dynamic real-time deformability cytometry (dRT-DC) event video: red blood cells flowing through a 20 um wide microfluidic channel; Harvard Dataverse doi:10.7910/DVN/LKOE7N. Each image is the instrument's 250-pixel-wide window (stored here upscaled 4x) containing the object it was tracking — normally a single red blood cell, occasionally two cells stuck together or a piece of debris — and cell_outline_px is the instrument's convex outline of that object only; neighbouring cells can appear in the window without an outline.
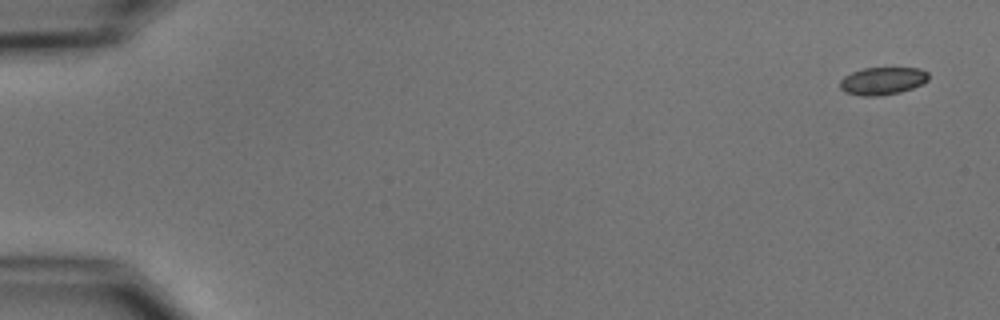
{"species": "common noctule bat (a hibernating species)", "species_latin": "Nyctalus noctula", "temperature_condition": "cold", "stored_images_in_passage": 5, "camera_frame_rate_fps": 3000, "um_per_image_px": 0.085, "animal": {"sex": "male", "body_mass_g": 15.6}, "frame": {"image": 1, "passage_image": 1, "time_ms": 0.0, "image_size_px": [1000, 320], "cell_outline_px": [[928, 80], [912, 88], [900, 92], [880, 96], [860, 96], [844, 92], [840, 88], [840, 80], [844, 76], [852, 72], [864, 68], [920, 68], [928, 72]], "centroid_in_image_um": [74.99, 6.88], "position_along_channel_um": 10.0, "area_um2": 14.28}}
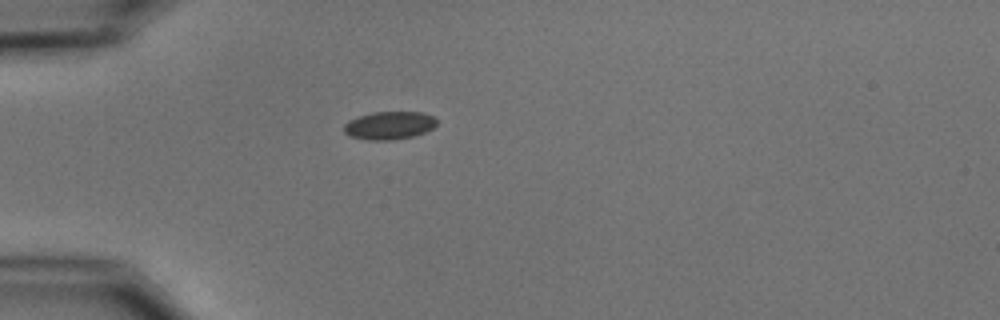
{"frame": {"image": 2, "passage_image": 5, "time_ms": 4.667, "image_size_px": [1000, 320], "cell_outline_px": [[436, 124], [432, 128], [416, 136], [392, 140], [368, 140], [352, 136], [344, 132], [344, 124], [348, 120], [372, 112], [424, 112], [436, 116]], "centroid_in_image_um": [33.12, 10.65], "position_along_channel_um": 51.9, "area_um2": 15.2}}